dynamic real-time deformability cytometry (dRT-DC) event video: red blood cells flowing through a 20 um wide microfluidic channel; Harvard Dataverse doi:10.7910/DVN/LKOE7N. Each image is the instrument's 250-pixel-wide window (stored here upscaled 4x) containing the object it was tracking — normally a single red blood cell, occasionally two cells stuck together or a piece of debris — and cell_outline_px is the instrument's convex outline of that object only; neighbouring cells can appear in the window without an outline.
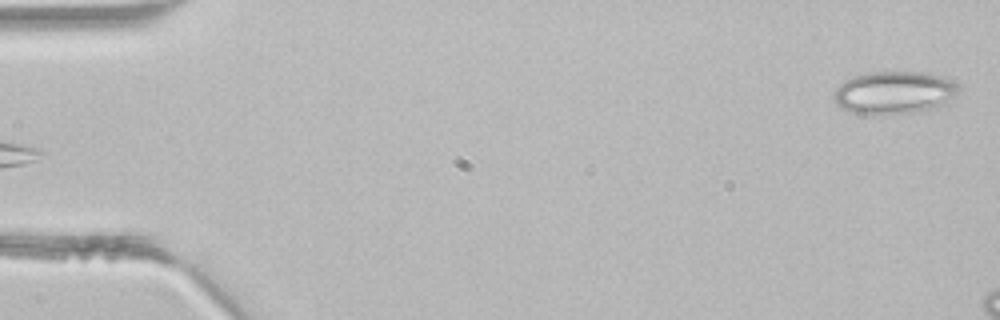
{"species": "common noctule bat (a hibernating species)", "species_latin": "Nyctalus noctula", "temperature_condition": "room temperature", "stored_images_in_passage": 4, "camera_frame_rate_fps": 3000, "um_per_image_px": 0.085, "animal": {"sex": "male", "body_mass_g": 21.5, "forearm_length_mm": 52.0}, "frame": {"image": 1, "passage_image": 4, "time_ms": 1.0, "image_size_px": [1000, 320], "cell_outline_px": [[956, 92], [940, 108], [928, 112], [852, 112], [840, 108], [836, 104], [832, 96], [836, 88], [844, 80], [852, 76], [868, 72], [900, 68], [928, 72], [944, 76], [952, 80], [956, 84]], "centroid_in_image_um": [76.01, 7.79], "position_along_channel_um": 9.0, "area_um2": 31.73}}